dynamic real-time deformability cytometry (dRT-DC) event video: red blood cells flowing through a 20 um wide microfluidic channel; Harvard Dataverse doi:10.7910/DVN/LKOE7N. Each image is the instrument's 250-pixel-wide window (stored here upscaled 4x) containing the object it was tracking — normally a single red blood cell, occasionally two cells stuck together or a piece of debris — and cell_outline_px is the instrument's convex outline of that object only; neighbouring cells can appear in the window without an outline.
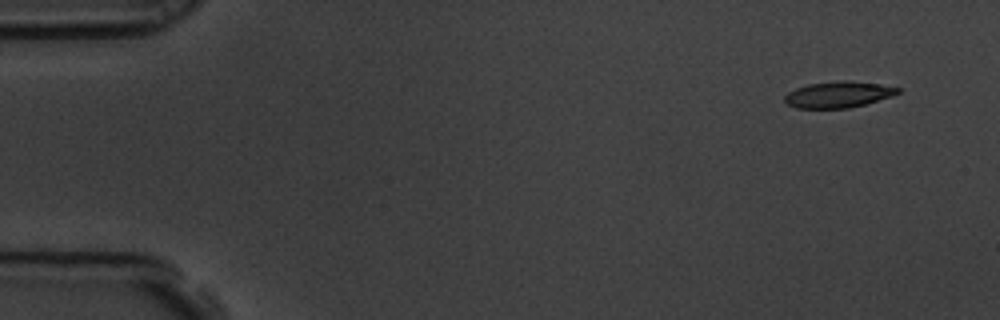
{"species": "common noctule bat (a hibernating species)", "species_latin": "Nyctalus noctula", "temperature_condition": "room temperature", "stored_images_in_passage": 5, "camera_frame_rate_fps": 3000, "um_per_image_px": 0.085, "animal": {"sex": "male", "body_mass_g": 19.5, "forearm_length_mm": 54.6}, "frame": {"image": 1, "passage_image": 1, "time_ms": 0.0, "image_size_px": [1000, 320], "cell_outline_px": [[900, 92], [892, 96], [864, 104], [848, 108], [796, 108], [788, 104], [784, 100], [784, 96], [788, 92], [796, 88], [808, 84], [844, 80], [880, 84], [900, 88]], "centroid_in_image_um": [71.24, 8.03], "position_along_channel_um": 13.8, "area_um2": 17.11}}
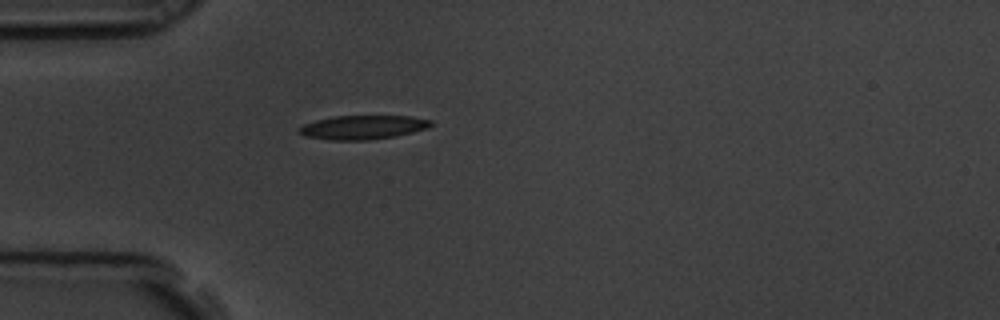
{"frame": {"image": 2, "passage_image": 5, "time_ms": 1.333, "image_size_px": [1000, 320], "cell_outline_px": [[432, 124], [428, 128], [396, 136], [368, 140], [332, 140], [304, 136], [296, 132], [296, 128], [304, 124], [316, 120], [332, 116], [412, 116], [432, 120]], "centroid_in_image_um": [30.81, 10.82], "position_along_channel_um": 54.2, "area_um2": 18.55}}